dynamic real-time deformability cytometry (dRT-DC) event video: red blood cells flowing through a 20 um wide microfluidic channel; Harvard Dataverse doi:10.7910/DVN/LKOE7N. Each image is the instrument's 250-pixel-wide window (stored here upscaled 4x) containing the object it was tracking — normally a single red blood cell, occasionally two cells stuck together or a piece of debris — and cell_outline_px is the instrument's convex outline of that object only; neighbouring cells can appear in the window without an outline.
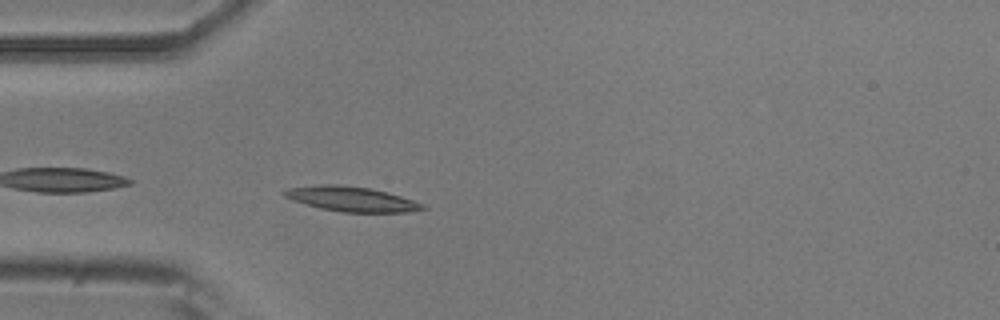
{"species": "common noctule bat (a hibernating species)", "species_latin": "Nyctalus noctula", "temperature_condition": "room temperature", "stored_images_in_passage": 40, "camera_frame_rate_fps": 3000, "um_per_image_px": 0.085, "animal": {"sex": "male", "body_mass_g": 20.5, "forearm_length_mm": 52.5}, "frame": {"image": 1, "passage_image": 2, "time_ms": 0.333, "image_size_px": [1000, 320], "cell_outline_px": [[428, 208], [408, 212], [340, 212], [320, 208], [292, 200], [284, 196], [280, 192], [288, 188], [320, 184], [336, 184], [368, 188], [388, 192], [424, 204]], "centroid_in_image_um": [29.85, 16.91], "position_along_channel_um": 55.2, "area_um2": 20.0}}
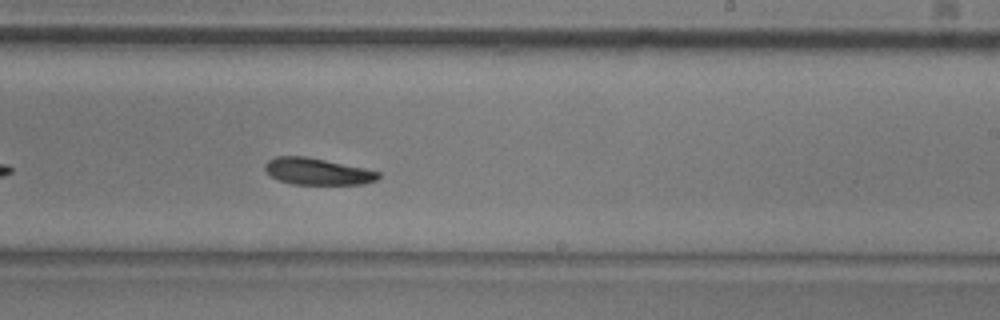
{"frame": {"image": 2, "passage_image": 19, "time_ms": 6.0, "image_size_px": [1000, 320], "cell_outline_px": [[380, 176], [376, 180], [364, 184], [292, 184], [280, 180], [272, 176], [264, 168], [264, 164], [268, 160], [276, 156], [304, 156], [364, 168], [380, 172]], "centroid_in_image_um": [26.97, 14.57], "position_along_channel_um": 262.0, "area_um2": 17.4}}
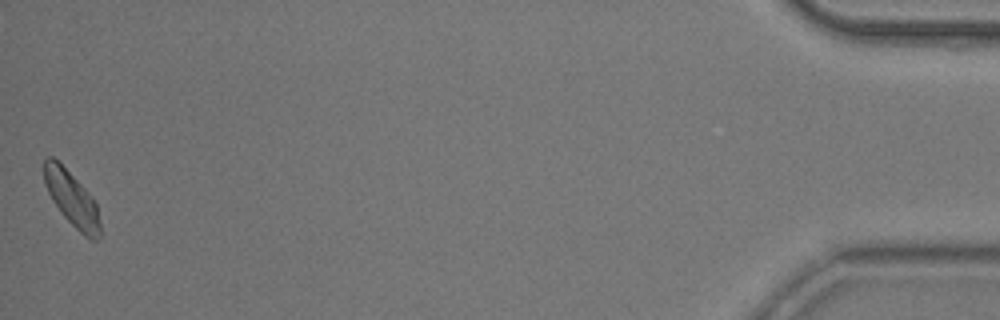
{"frame": {"image": 3, "passage_image": 40, "time_ms": 13.0, "image_size_px": [1000, 320], "cell_outline_px": [[100, 236], [96, 240], [92, 240], [84, 236], [60, 212], [52, 200], [44, 184], [44, 160], [48, 156], [52, 156], [92, 196], [96, 204], [100, 224]], "centroid_in_image_um": [6.1, 16.92], "position_along_channel_um": 429.1, "area_um2": 17.51}, "authors_computed_cell_mechanics": {"area_um2": 18.3226, "velocity_mm_per_s": 3.7476, "shape_relaxation_time_tau1_ms": 2.4847, "shape_relaxation_time_tau2_ms": null, "deformation_change_tau1": 0.1023, "deformation_change_tau2": null}}